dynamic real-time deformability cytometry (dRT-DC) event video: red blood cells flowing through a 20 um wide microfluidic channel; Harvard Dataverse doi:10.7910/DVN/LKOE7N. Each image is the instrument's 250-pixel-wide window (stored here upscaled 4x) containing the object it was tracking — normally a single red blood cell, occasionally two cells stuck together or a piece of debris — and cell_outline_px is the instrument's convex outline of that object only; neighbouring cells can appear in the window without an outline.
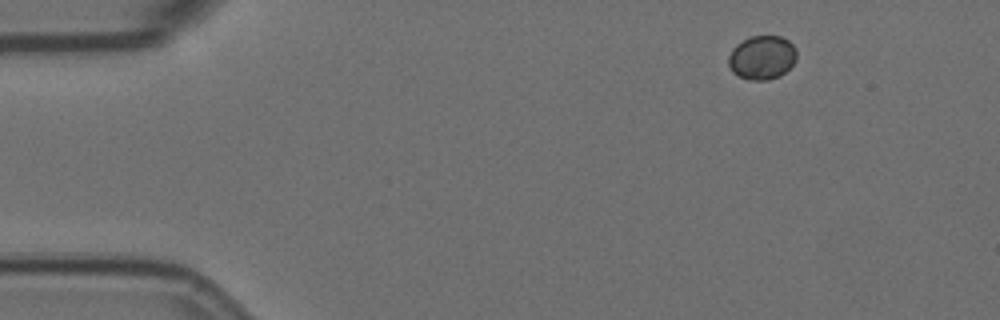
{"species": "Egyptian fruit bat (a non-hibernating species)", "species_latin": "Rousettus aegyptiacus", "temperature_condition": "room temperature", "stored_images_in_passage": 4, "camera_frame_rate_fps": 3000, "um_per_image_px": 0.085, "animal": {"sex": "female"}, "frame": {"image": 1, "passage_image": 1, "time_ms": 0.0, "image_size_px": [1000, 320], "cell_outline_px": [[796, 60], [780, 76], [768, 80], [748, 80], [732, 72], [728, 64], [728, 56], [732, 48], [736, 44], [752, 36], [780, 36], [788, 40], [796, 48]], "centroid_in_image_um": [64.76, 4.89], "position_along_channel_um": 20.2, "area_um2": 17.46}}
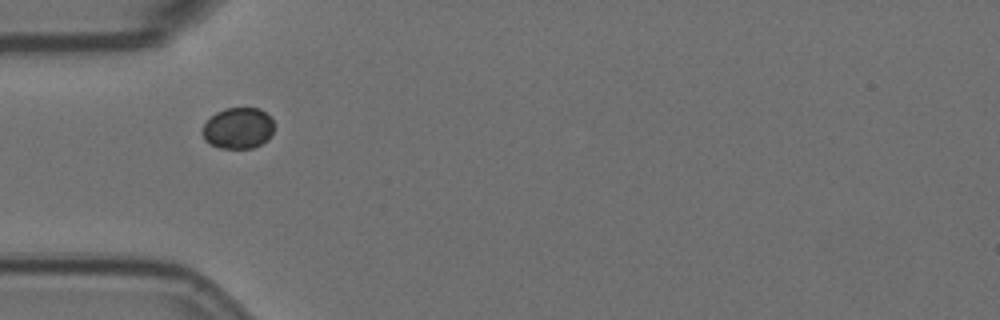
{"frame": {"image": 2, "passage_image": 3, "time_ms": 0.667, "image_size_px": [1000, 320], "cell_outline_px": [[272, 132], [268, 140], [252, 148], [220, 148], [204, 140], [200, 132], [204, 124], [216, 112], [224, 108], [260, 108], [272, 120]], "centroid_in_image_um": [20.2, 10.9], "position_along_channel_um": 64.8, "area_um2": 17.11}}
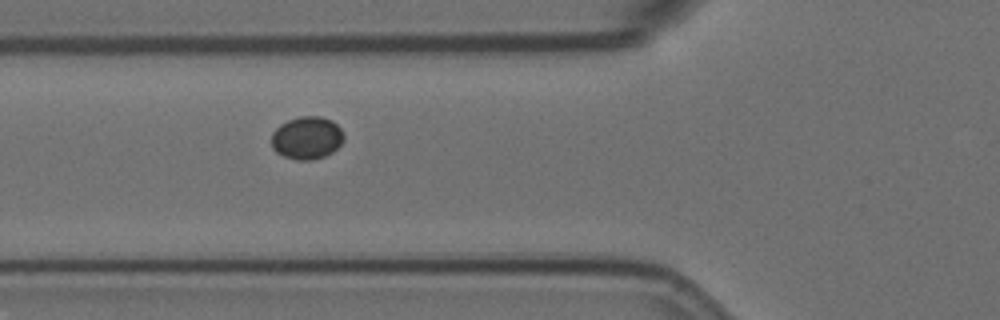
{"frame": {"image": 3, "passage_image": 4, "time_ms": 1.0, "image_size_px": [1000, 320], "cell_outline_px": [[344, 140], [332, 152], [324, 156], [312, 160], [296, 160], [284, 156], [276, 152], [272, 148], [272, 132], [280, 124], [288, 120], [300, 116], [320, 116], [332, 120], [340, 128], [344, 136]], "centroid_in_image_um": [26.08, 11.71], "position_along_channel_um": 99.7, "area_um2": 18.03}}